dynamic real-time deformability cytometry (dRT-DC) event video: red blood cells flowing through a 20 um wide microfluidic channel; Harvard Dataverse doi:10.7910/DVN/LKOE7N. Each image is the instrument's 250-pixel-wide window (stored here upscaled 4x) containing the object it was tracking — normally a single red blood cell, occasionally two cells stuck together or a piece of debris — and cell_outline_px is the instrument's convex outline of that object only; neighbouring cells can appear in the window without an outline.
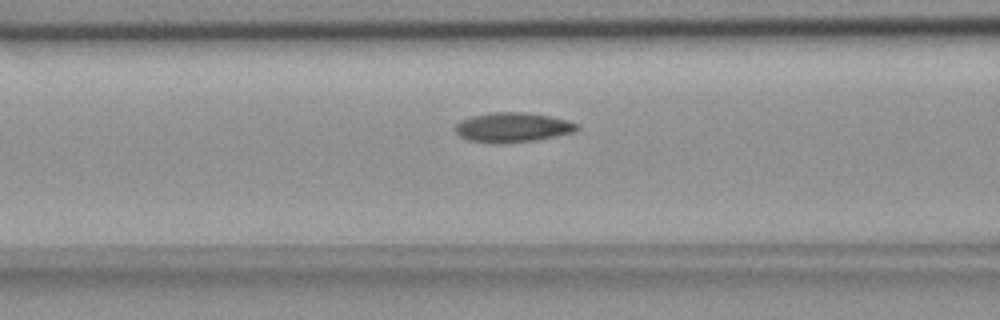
{"species": "common noctule bat (a hibernating species)", "species_latin": "Nyctalus noctula", "temperature_condition": "room temperature", "stored_images_in_passage": 24, "camera_frame_rate_fps": 3000, "um_per_image_px": 0.085, "animal": {"sex": "female", "body_mass_g": 18.4}, "frame": {"image": 1, "passage_image": 12, "time_ms": 3.667, "image_size_px": [1000, 320], "cell_outline_px": [[580, 128], [576, 132], [536, 140], [500, 144], [492, 144], [468, 140], [460, 136], [456, 132], [456, 124], [460, 120], [472, 116], [492, 112], [528, 112], [568, 120], [580, 124]], "centroid_in_image_um": [43.6, 10.83], "position_along_channel_um": 123.0, "area_um2": 21.33}}
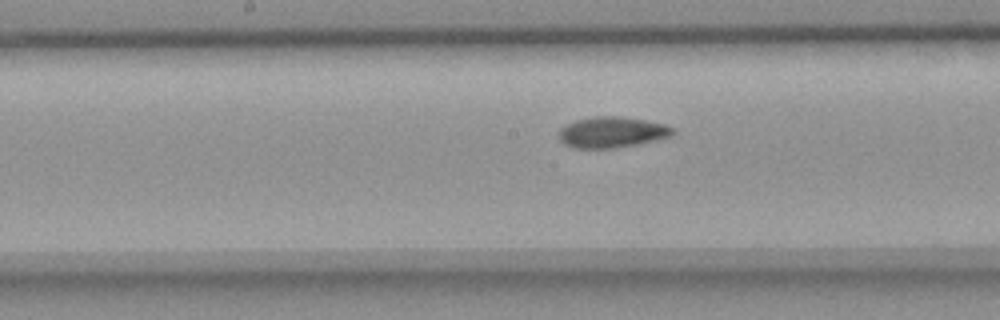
{"frame": {"image": 2, "passage_image": 18, "time_ms": 5.667, "image_size_px": [1000, 320], "cell_outline_px": [[676, 132], [668, 136], [636, 144], [612, 148], [576, 148], [564, 144], [560, 140], [560, 128], [576, 120], [592, 116], [616, 116], [644, 120], [664, 124], [676, 128]], "centroid_in_image_um": [52.0, 11.23], "position_along_channel_um": 196.2, "area_um2": 20.17}}
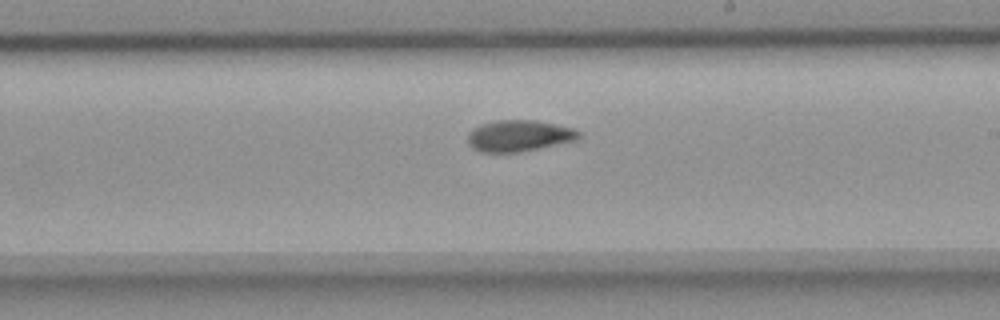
{"frame": {"image": 3, "passage_image": 22, "time_ms": 7.0, "image_size_px": [1000, 320], "cell_outline_px": [[580, 136], [576, 140], [516, 152], [480, 152], [472, 148], [468, 144], [468, 132], [472, 128], [496, 120], [536, 120], [572, 128], [580, 132]], "centroid_in_image_um": [44.07, 11.53], "position_along_channel_um": 244.9, "area_um2": 20.0}}